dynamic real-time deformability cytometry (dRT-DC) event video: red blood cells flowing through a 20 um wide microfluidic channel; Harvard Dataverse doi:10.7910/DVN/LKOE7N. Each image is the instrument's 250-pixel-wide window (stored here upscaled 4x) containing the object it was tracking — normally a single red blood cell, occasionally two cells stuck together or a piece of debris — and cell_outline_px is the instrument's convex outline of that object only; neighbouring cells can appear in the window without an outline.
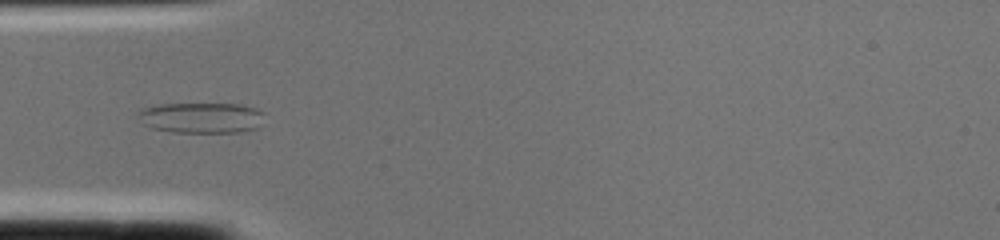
{"species": "common noctule bat (a hibernating species)", "species_latin": "Nyctalus noctula", "temperature_condition": "cold", "stored_images_in_passage": 1, "camera_frame_rate_fps": 3000, "um_per_image_px": 0.085, "animal": {"sex": "female", "body_mass_g": 22.0, "forearm_length_mm": 56.7}, "frame": {"image": 1, "passage_image": 1, "time_ms": 0.0, "image_size_px": [1000, 240], "cell_outline_px": [[264, 112], [256, 128], [240, 132], [172, 132], [152, 128], [144, 124], [136, 116], [136, 112], [140, 108], [160, 104], [240, 104], [256, 108]], "centroid_in_image_um": [17.04, 10.0], "position_along_channel_um": 68.0, "area_um2": 22.6}}